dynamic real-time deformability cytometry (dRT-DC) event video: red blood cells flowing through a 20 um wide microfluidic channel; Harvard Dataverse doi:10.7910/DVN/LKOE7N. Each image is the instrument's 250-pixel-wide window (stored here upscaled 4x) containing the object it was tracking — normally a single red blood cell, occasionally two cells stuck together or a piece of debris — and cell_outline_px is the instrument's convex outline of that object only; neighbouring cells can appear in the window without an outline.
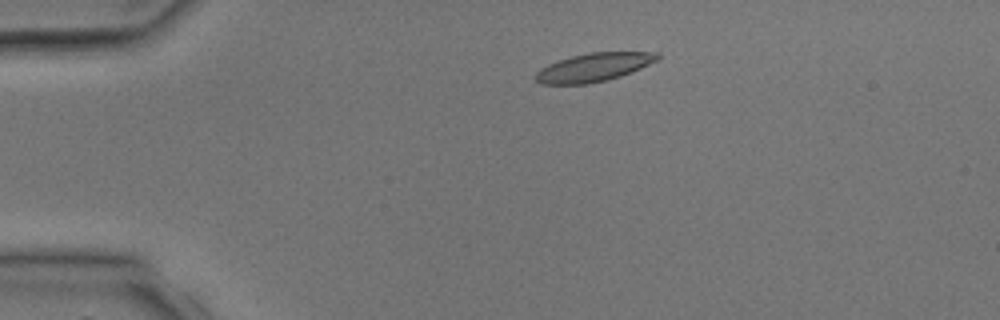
{"species": "common noctule bat (a hibernating species)", "species_latin": "Nyctalus noctula", "temperature_condition": "room temperature", "stored_images_in_passage": 3, "camera_frame_rate_fps": 3000, "um_per_image_px": 0.085, "animal": {"sex": "male", "body_mass_g": 17.9, "forearm_length_mm": 54.2}, "frame": {"image": 1, "passage_image": 2, "time_ms": 1.333, "image_size_px": [1000, 320], "cell_outline_px": [[660, 56], [656, 60], [632, 72], [608, 80], [588, 84], [540, 84], [536, 80], [536, 72], [540, 68], [548, 64], [572, 56], [588, 52], [660, 52]], "centroid_in_image_um": [50.46, 5.72], "position_along_channel_um": 34.5, "area_um2": 20.11}}